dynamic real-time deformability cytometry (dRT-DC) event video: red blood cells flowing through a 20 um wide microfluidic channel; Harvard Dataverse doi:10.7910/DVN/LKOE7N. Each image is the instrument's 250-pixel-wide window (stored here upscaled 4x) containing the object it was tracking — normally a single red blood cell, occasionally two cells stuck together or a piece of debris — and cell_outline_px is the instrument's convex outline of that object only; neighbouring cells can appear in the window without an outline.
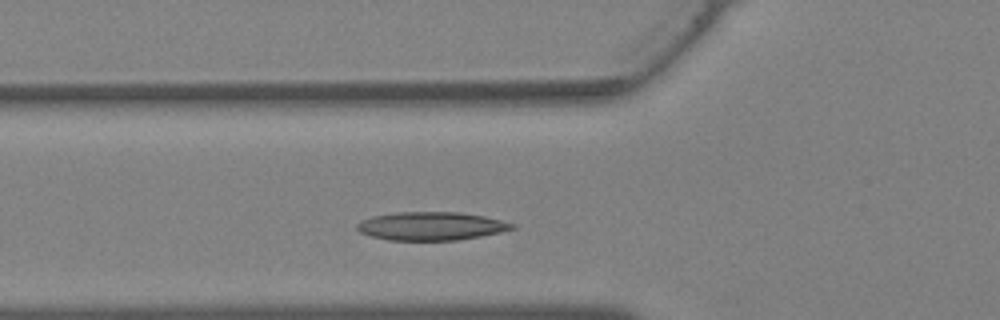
{"species": "Egyptian fruit bat (a non-hibernating species)", "species_latin": "Rousettus aegyptiacus", "temperature_condition": "warm", "stored_images_in_passage": 21, "camera_frame_rate_fps": 3000, "um_per_image_px": 0.085, "animal": {"sex": "female"}, "frame": {"image": 1, "passage_image": 4, "time_ms": 1.0, "image_size_px": [1000, 320], "cell_outline_px": [[516, 228], [500, 232], [480, 236], [456, 240], [388, 240], [372, 236], [360, 232], [356, 228], [356, 224], [360, 220], [372, 216], [396, 212], [460, 212], [484, 216], [516, 224]], "centroid_in_image_um": [36.63, 19.21], "position_along_channel_um": 89.2, "area_um2": 25.61}}
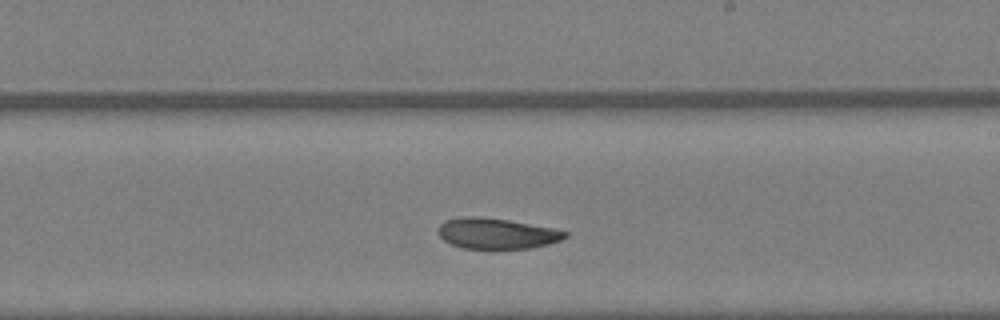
{"frame": {"image": 2, "passage_image": 13, "time_ms": 4.0, "image_size_px": [1000, 320], "cell_outline_px": [[568, 236], [560, 240], [548, 244], [532, 248], [464, 248], [452, 244], [444, 240], [440, 236], [440, 224], [444, 220], [468, 216], [476, 216], [508, 220], [552, 228], [568, 232]], "centroid_in_image_um": [42.23, 19.84], "position_along_channel_um": 246.8, "area_um2": 22.31}}
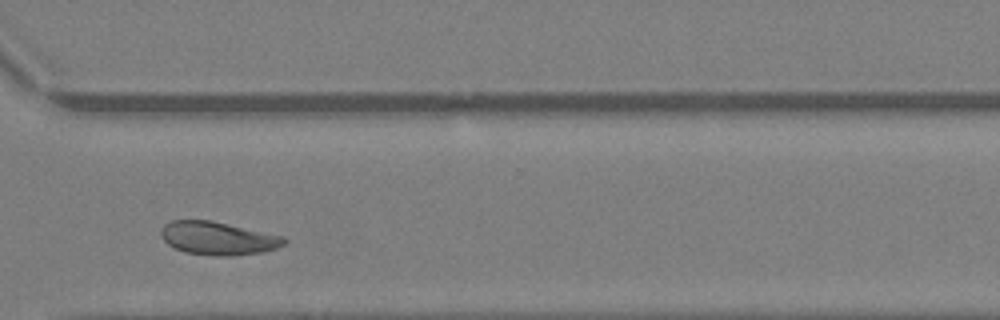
{"frame": {"image": 3, "passage_image": 19, "time_ms": 6.0, "image_size_px": [1000, 320], "cell_outline_px": [[288, 240], [284, 244], [276, 248], [264, 252], [232, 256], [216, 256], [184, 252], [168, 244], [164, 240], [160, 232], [164, 224], [172, 220], [212, 220], [284, 236]], "centroid_in_image_um": [18.55, 20.25], "position_along_channel_um": 352.1, "area_um2": 23.93}}